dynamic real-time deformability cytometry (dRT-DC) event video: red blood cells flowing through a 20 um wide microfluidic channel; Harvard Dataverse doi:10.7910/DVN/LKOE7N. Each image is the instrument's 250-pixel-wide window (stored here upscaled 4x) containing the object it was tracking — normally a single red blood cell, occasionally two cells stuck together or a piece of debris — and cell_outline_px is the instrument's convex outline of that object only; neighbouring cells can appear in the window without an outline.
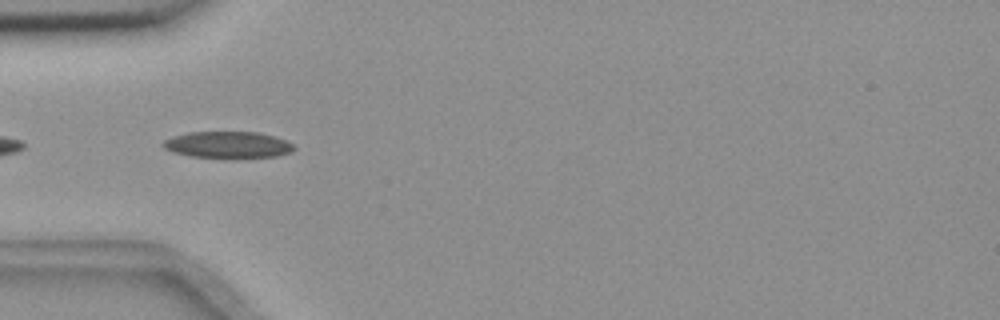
{"species": "common noctule bat (a hibernating species)", "species_latin": "Nyctalus noctula", "temperature_condition": "room temperature", "stored_images_in_passage": 10, "camera_frame_rate_fps": 3000, "um_per_image_px": 0.085, "animal": {"sex": "female", "body_mass_g": 18.4}, "frame": {"image": 1, "passage_image": 2, "time_ms": 0.333, "image_size_px": [1000, 320], "cell_outline_px": [[296, 148], [292, 152], [276, 156], [192, 156], [172, 152], [164, 148], [160, 144], [164, 140], [188, 132], [256, 132], [288, 140]], "centroid_in_image_um": [19.37, 12.28], "position_along_channel_um": 65.6, "area_um2": 19.65}}